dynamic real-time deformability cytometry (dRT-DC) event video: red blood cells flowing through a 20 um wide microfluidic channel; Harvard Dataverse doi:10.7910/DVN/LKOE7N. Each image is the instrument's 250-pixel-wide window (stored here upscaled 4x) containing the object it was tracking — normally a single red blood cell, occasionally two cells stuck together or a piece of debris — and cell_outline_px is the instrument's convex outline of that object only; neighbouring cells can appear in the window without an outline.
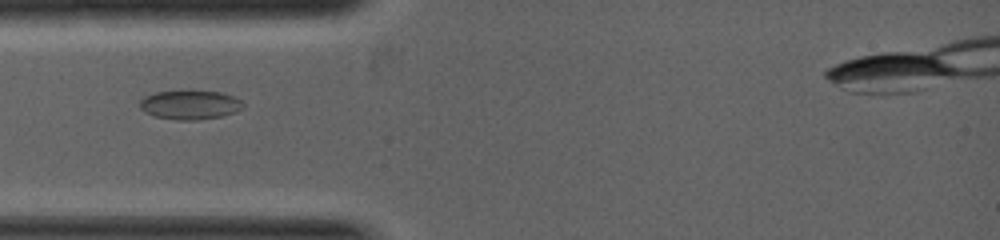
{"species": "common noctule bat (a hibernating species)", "species_latin": "Nyctalus noctula", "temperature_condition": "warm", "stored_images_in_passage": 3, "camera_frame_rate_fps": 5000, "um_per_image_px": 0.085, "animal": {"sex": "female", "body_mass_g": 19.0, "forearm_length_mm": 53.3}, "frame": {"image": 1, "passage_image": 2, "time_ms": 0.6, "image_size_px": [1000, 240], "cell_outline_px": [[244, 108], [236, 112], [224, 116], [196, 120], [176, 120], [156, 116], [144, 112], [140, 108], [140, 100], [144, 96], [156, 92], [180, 88], [220, 92], [232, 96], [240, 100], [244, 104]], "centroid_in_image_um": [16.14, 8.87], "position_along_channel_um": 68.9, "area_um2": 18.21}}
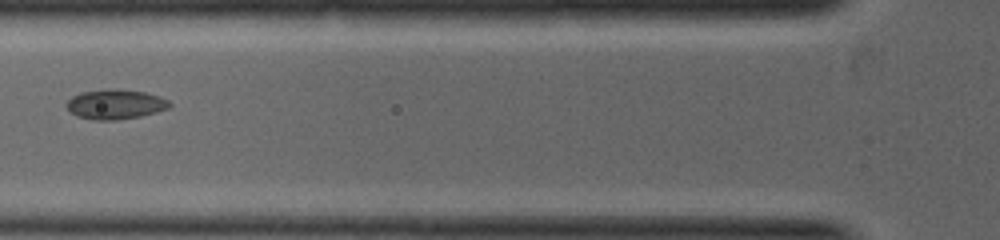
{"frame": {"image": 2, "passage_image": 3, "time_ms": 1.2, "image_size_px": [1000, 240], "cell_outline_px": [[172, 104], [168, 108], [156, 112], [140, 116], [116, 120], [92, 120], [76, 116], [68, 112], [64, 104], [72, 96], [80, 92], [144, 92], [168, 100]], "centroid_in_image_um": [9.74, 8.93], "position_along_channel_um": 116.1, "area_um2": 17.05}}